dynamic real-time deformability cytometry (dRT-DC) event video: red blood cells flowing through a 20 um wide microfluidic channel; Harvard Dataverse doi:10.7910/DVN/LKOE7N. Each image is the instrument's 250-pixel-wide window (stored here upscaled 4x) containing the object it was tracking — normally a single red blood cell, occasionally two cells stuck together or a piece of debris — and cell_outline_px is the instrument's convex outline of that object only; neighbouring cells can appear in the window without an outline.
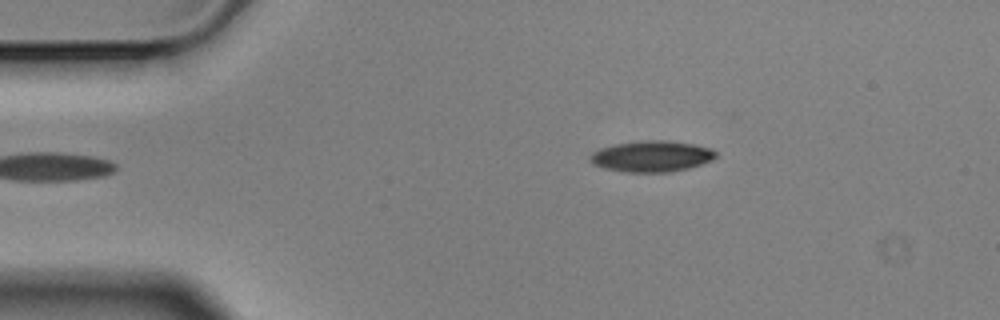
{"species": "Egyptian fruit bat (a non-hibernating species)", "species_latin": "Rousettus aegyptiacus", "temperature_condition": "cold", "stored_images_in_passage": 2, "camera_frame_rate_fps": 3000, "um_per_image_px": 0.085, "animal": {"sex": "male"}, "frame": {"image": 1, "passage_image": 1, "time_ms": 0.0, "image_size_px": [1000, 320], "cell_outline_px": [[716, 156], [712, 160], [688, 168], [672, 172], [624, 172], [604, 168], [592, 164], [588, 160], [588, 156], [592, 152], [600, 148], [616, 144], [640, 140], [664, 140], [692, 144], [712, 148], [716, 152]], "centroid_in_image_um": [55.35, 13.29], "position_along_channel_um": 29.7, "area_um2": 22.89}}